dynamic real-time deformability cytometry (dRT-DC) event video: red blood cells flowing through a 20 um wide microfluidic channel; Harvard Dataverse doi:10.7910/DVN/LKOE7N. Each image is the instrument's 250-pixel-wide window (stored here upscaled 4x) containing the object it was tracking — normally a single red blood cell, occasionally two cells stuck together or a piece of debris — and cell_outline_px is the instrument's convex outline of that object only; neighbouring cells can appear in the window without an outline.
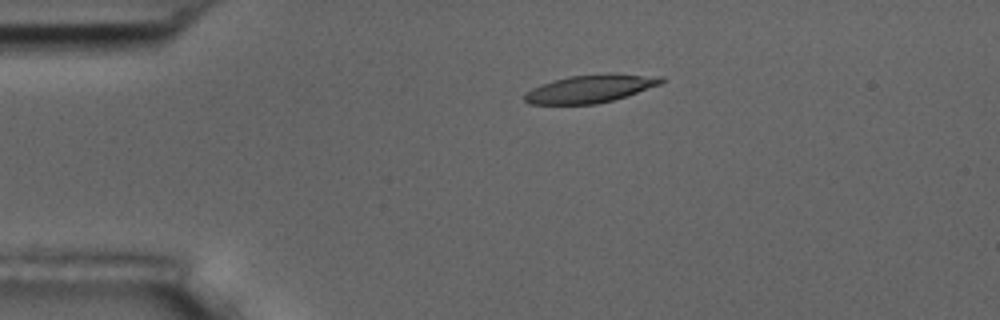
{"species": "common noctule bat (a hibernating species)", "species_latin": "Nyctalus noctula", "temperature_condition": "room temperature", "stored_images_in_passage": 3, "camera_frame_rate_fps": 3000, "um_per_image_px": 0.085, "animal": {"sex": "male", "body_mass_g": 17.5, "forearm_length_mm": 52.3}, "frame": {"image": 1, "passage_image": 2, "time_ms": 1.333, "image_size_px": [1000, 320], "cell_outline_px": [[664, 80], [660, 84], [628, 96], [596, 104], [528, 104], [524, 100], [524, 96], [532, 88], [540, 84], [552, 80], [568, 76], [608, 72], [664, 76]], "centroid_in_image_um": [50.21, 7.51], "position_along_channel_um": 34.8, "area_um2": 22.6}}